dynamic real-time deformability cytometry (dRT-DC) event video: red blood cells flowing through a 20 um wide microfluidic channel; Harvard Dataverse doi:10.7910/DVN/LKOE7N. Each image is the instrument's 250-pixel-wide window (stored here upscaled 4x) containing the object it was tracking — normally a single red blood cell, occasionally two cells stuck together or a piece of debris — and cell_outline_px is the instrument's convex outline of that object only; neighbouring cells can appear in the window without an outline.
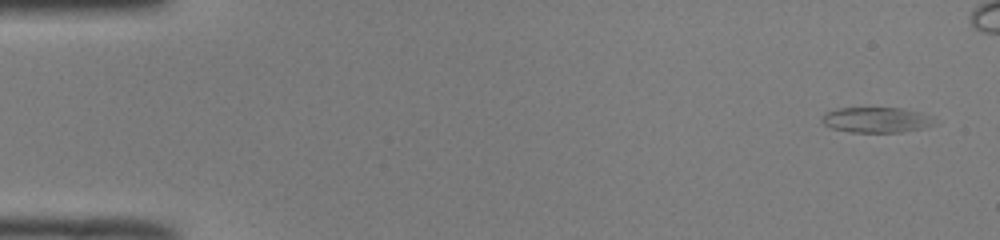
{"species": "common noctule bat (a hibernating species)", "species_latin": "Nyctalus noctula", "temperature_condition": "room temperature", "stored_images_in_passage": 44, "camera_frame_rate_fps": 3000, "um_per_image_px": 0.085, "animal": {"sex": "male", "body_mass_g": 19.0, "forearm_length_mm": 50.8}, "frame": {"image": 1, "passage_image": 1, "time_ms": 0.0, "image_size_px": [1000, 240], "cell_outline_px": [[940, 124], [900, 132], [852, 132], [832, 128], [824, 124], [820, 120], [820, 116], [824, 112], [836, 108], [900, 108], [920, 112], [928, 116]], "centroid_in_image_um": [74.44, 10.18], "position_along_channel_um": 10.6, "area_um2": 16.7}}
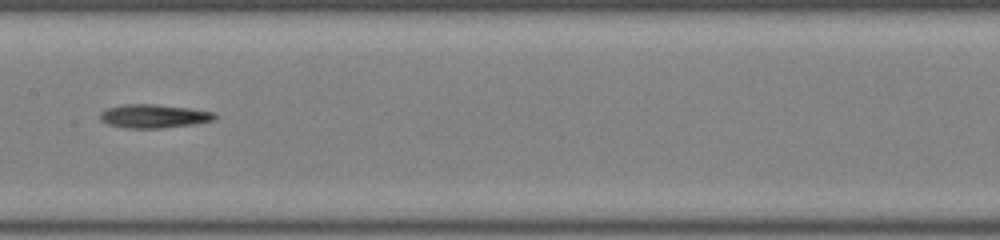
{"frame": {"image": 2, "passage_image": 25, "time_ms": 8.0, "image_size_px": [1000, 240], "cell_outline_px": [[216, 116], [212, 120], [192, 124], [160, 128], [124, 128], [108, 124], [100, 120], [100, 112], [108, 108], [124, 104], [152, 104], [188, 108], [212, 112]], "centroid_in_image_um": [13.0, 9.87], "position_along_channel_um": 194.4, "area_um2": 15.49}}
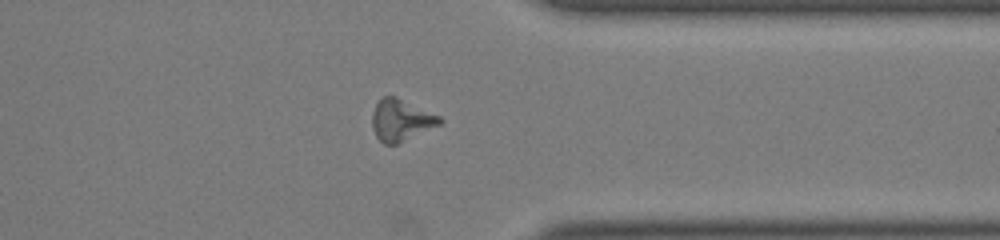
{"frame": {"image": 3, "passage_image": 39, "time_ms": 12.667, "image_size_px": [1000, 240], "cell_outline_px": [[444, 120], [440, 124], [396, 144], [384, 144], [376, 136], [372, 128], [372, 112], [376, 104], [384, 96], [396, 96], [440, 116]], "centroid_in_image_um": [34.07, 10.2], "position_along_channel_um": 377.3, "area_um2": 16.18}, "authors_computed_cell_mechanics": {"area_um2": 15.7794, "velocity_mm_per_s": 4.0061, "shape_relaxation_time_tau1_ms": 5.0752, "shape_relaxation_time_tau2_ms": null, "deformation_change_tau1": 0.1621, "deformation_change_tau2": null}}